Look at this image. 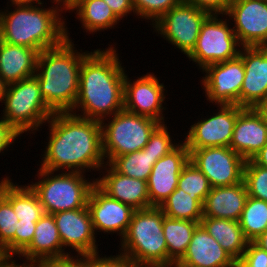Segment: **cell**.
Returning <instances> with one entry per match:
<instances>
[{
    "label": "cell",
    "instance_id": "74e56055",
    "mask_svg": "<svg viewBox=\"0 0 267 267\" xmlns=\"http://www.w3.org/2000/svg\"><path fill=\"white\" fill-rule=\"evenodd\" d=\"M237 267H267V252L250 241Z\"/></svg>",
    "mask_w": 267,
    "mask_h": 267
},
{
    "label": "cell",
    "instance_id": "d6a6232c",
    "mask_svg": "<svg viewBox=\"0 0 267 267\" xmlns=\"http://www.w3.org/2000/svg\"><path fill=\"white\" fill-rule=\"evenodd\" d=\"M177 188L192 196H198L204 203L211 185L208 178L189 160L179 175Z\"/></svg>",
    "mask_w": 267,
    "mask_h": 267
},
{
    "label": "cell",
    "instance_id": "30bf717a",
    "mask_svg": "<svg viewBox=\"0 0 267 267\" xmlns=\"http://www.w3.org/2000/svg\"><path fill=\"white\" fill-rule=\"evenodd\" d=\"M209 15L208 12L182 1L154 23L153 28L187 57L194 49L201 26Z\"/></svg>",
    "mask_w": 267,
    "mask_h": 267
},
{
    "label": "cell",
    "instance_id": "9a60e30c",
    "mask_svg": "<svg viewBox=\"0 0 267 267\" xmlns=\"http://www.w3.org/2000/svg\"><path fill=\"white\" fill-rule=\"evenodd\" d=\"M136 80V81H134ZM133 82L125 74L124 109L128 112L147 116L165 124L163 103L165 102V86L153 73H146Z\"/></svg>",
    "mask_w": 267,
    "mask_h": 267
},
{
    "label": "cell",
    "instance_id": "cb8c5ba5",
    "mask_svg": "<svg viewBox=\"0 0 267 267\" xmlns=\"http://www.w3.org/2000/svg\"><path fill=\"white\" fill-rule=\"evenodd\" d=\"M247 197L244 180L232 186L211 187L203 205V217L239 221Z\"/></svg>",
    "mask_w": 267,
    "mask_h": 267
},
{
    "label": "cell",
    "instance_id": "4316f807",
    "mask_svg": "<svg viewBox=\"0 0 267 267\" xmlns=\"http://www.w3.org/2000/svg\"><path fill=\"white\" fill-rule=\"evenodd\" d=\"M27 185H15L9 177H4L0 181V193L11 203L19 220L37 222L44 210L36 193Z\"/></svg>",
    "mask_w": 267,
    "mask_h": 267
},
{
    "label": "cell",
    "instance_id": "db71d44e",
    "mask_svg": "<svg viewBox=\"0 0 267 267\" xmlns=\"http://www.w3.org/2000/svg\"><path fill=\"white\" fill-rule=\"evenodd\" d=\"M4 267H26L24 266L23 264H19V263H16L15 259L11 260L7 265H5Z\"/></svg>",
    "mask_w": 267,
    "mask_h": 267
},
{
    "label": "cell",
    "instance_id": "c3c4849f",
    "mask_svg": "<svg viewBox=\"0 0 267 267\" xmlns=\"http://www.w3.org/2000/svg\"><path fill=\"white\" fill-rule=\"evenodd\" d=\"M12 258L6 253L5 248L0 244V267L7 265Z\"/></svg>",
    "mask_w": 267,
    "mask_h": 267
},
{
    "label": "cell",
    "instance_id": "816d5d0a",
    "mask_svg": "<svg viewBox=\"0 0 267 267\" xmlns=\"http://www.w3.org/2000/svg\"><path fill=\"white\" fill-rule=\"evenodd\" d=\"M7 84L0 77V102L2 103L3 97L5 95Z\"/></svg>",
    "mask_w": 267,
    "mask_h": 267
},
{
    "label": "cell",
    "instance_id": "f1b7e54d",
    "mask_svg": "<svg viewBox=\"0 0 267 267\" xmlns=\"http://www.w3.org/2000/svg\"><path fill=\"white\" fill-rule=\"evenodd\" d=\"M199 222L190 220L163 218V234L168 250V267L179 261L185 254Z\"/></svg>",
    "mask_w": 267,
    "mask_h": 267
},
{
    "label": "cell",
    "instance_id": "ee69618b",
    "mask_svg": "<svg viewBox=\"0 0 267 267\" xmlns=\"http://www.w3.org/2000/svg\"><path fill=\"white\" fill-rule=\"evenodd\" d=\"M105 3L112 9L114 14L122 20L124 17H128V14L135 15V9L132 0H104Z\"/></svg>",
    "mask_w": 267,
    "mask_h": 267
},
{
    "label": "cell",
    "instance_id": "f35d334b",
    "mask_svg": "<svg viewBox=\"0 0 267 267\" xmlns=\"http://www.w3.org/2000/svg\"><path fill=\"white\" fill-rule=\"evenodd\" d=\"M37 222L22 221L17 222L15 230V256L19 255L32 241Z\"/></svg>",
    "mask_w": 267,
    "mask_h": 267
},
{
    "label": "cell",
    "instance_id": "7dc6e473",
    "mask_svg": "<svg viewBox=\"0 0 267 267\" xmlns=\"http://www.w3.org/2000/svg\"><path fill=\"white\" fill-rule=\"evenodd\" d=\"M79 0H55L62 10H68L73 7Z\"/></svg>",
    "mask_w": 267,
    "mask_h": 267
},
{
    "label": "cell",
    "instance_id": "e575fe53",
    "mask_svg": "<svg viewBox=\"0 0 267 267\" xmlns=\"http://www.w3.org/2000/svg\"><path fill=\"white\" fill-rule=\"evenodd\" d=\"M243 180L248 196L267 201V168L247 160L244 166Z\"/></svg>",
    "mask_w": 267,
    "mask_h": 267
},
{
    "label": "cell",
    "instance_id": "ba28073f",
    "mask_svg": "<svg viewBox=\"0 0 267 267\" xmlns=\"http://www.w3.org/2000/svg\"><path fill=\"white\" fill-rule=\"evenodd\" d=\"M105 120L108 123H105ZM100 123L102 151L107 164L117 156L142 150L150 135L161 124L155 119L134 114L125 109Z\"/></svg>",
    "mask_w": 267,
    "mask_h": 267
},
{
    "label": "cell",
    "instance_id": "3957f363",
    "mask_svg": "<svg viewBox=\"0 0 267 267\" xmlns=\"http://www.w3.org/2000/svg\"><path fill=\"white\" fill-rule=\"evenodd\" d=\"M59 46L44 49L39 53L35 77L46 105L54 112H70L78 95L80 67L89 53L75 50L69 38Z\"/></svg>",
    "mask_w": 267,
    "mask_h": 267
},
{
    "label": "cell",
    "instance_id": "7a4b0ae2",
    "mask_svg": "<svg viewBox=\"0 0 267 267\" xmlns=\"http://www.w3.org/2000/svg\"><path fill=\"white\" fill-rule=\"evenodd\" d=\"M116 50L111 46L96 49L83 58L78 95L71 113L101 122L124 109L126 71Z\"/></svg>",
    "mask_w": 267,
    "mask_h": 267
},
{
    "label": "cell",
    "instance_id": "60d3db41",
    "mask_svg": "<svg viewBox=\"0 0 267 267\" xmlns=\"http://www.w3.org/2000/svg\"><path fill=\"white\" fill-rule=\"evenodd\" d=\"M39 267H92L91 255H68L42 263Z\"/></svg>",
    "mask_w": 267,
    "mask_h": 267
},
{
    "label": "cell",
    "instance_id": "f546056e",
    "mask_svg": "<svg viewBox=\"0 0 267 267\" xmlns=\"http://www.w3.org/2000/svg\"><path fill=\"white\" fill-rule=\"evenodd\" d=\"M203 205L198 196H192L176 188L159 208L166 217L200 223L203 218Z\"/></svg>",
    "mask_w": 267,
    "mask_h": 267
},
{
    "label": "cell",
    "instance_id": "ab89813d",
    "mask_svg": "<svg viewBox=\"0 0 267 267\" xmlns=\"http://www.w3.org/2000/svg\"><path fill=\"white\" fill-rule=\"evenodd\" d=\"M98 253L91 255L92 267H141L134 260L123 254L111 256H101Z\"/></svg>",
    "mask_w": 267,
    "mask_h": 267
},
{
    "label": "cell",
    "instance_id": "4fadbf2b",
    "mask_svg": "<svg viewBox=\"0 0 267 267\" xmlns=\"http://www.w3.org/2000/svg\"><path fill=\"white\" fill-rule=\"evenodd\" d=\"M219 110L209 118H203L191 125L186 133L187 149L206 147H230L235 122L244 109L239 105H218Z\"/></svg>",
    "mask_w": 267,
    "mask_h": 267
},
{
    "label": "cell",
    "instance_id": "11a10c76",
    "mask_svg": "<svg viewBox=\"0 0 267 267\" xmlns=\"http://www.w3.org/2000/svg\"><path fill=\"white\" fill-rule=\"evenodd\" d=\"M3 43H4L3 26H2L1 19H0V47Z\"/></svg>",
    "mask_w": 267,
    "mask_h": 267
},
{
    "label": "cell",
    "instance_id": "f907efd6",
    "mask_svg": "<svg viewBox=\"0 0 267 267\" xmlns=\"http://www.w3.org/2000/svg\"><path fill=\"white\" fill-rule=\"evenodd\" d=\"M255 109L263 116V118L267 121V97L255 107Z\"/></svg>",
    "mask_w": 267,
    "mask_h": 267
},
{
    "label": "cell",
    "instance_id": "d590c367",
    "mask_svg": "<svg viewBox=\"0 0 267 267\" xmlns=\"http://www.w3.org/2000/svg\"><path fill=\"white\" fill-rule=\"evenodd\" d=\"M183 0H132L135 15L142 19L156 23L171 8L179 5Z\"/></svg>",
    "mask_w": 267,
    "mask_h": 267
},
{
    "label": "cell",
    "instance_id": "44dd1931",
    "mask_svg": "<svg viewBox=\"0 0 267 267\" xmlns=\"http://www.w3.org/2000/svg\"><path fill=\"white\" fill-rule=\"evenodd\" d=\"M103 167L100 170H105V174L100 179L96 178L95 184L105 194L135 210L150 208L147 181L118 173L107 163Z\"/></svg>",
    "mask_w": 267,
    "mask_h": 267
},
{
    "label": "cell",
    "instance_id": "7402d4cb",
    "mask_svg": "<svg viewBox=\"0 0 267 267\" xmlns=\"http://www.w3.org/2000/svg\"><path fill=\"white\" fill-rule=\"evenodd\" d=\"M24 257L26 267H39L42 263L63 257V246L52 214L44 213L37 221L31 243L17 256Z\"/></svg>",
    "mask_w": 267,
    "mask_h": 267
},
{
    "label": "cell",
    "instance_id": "5bb4252c",
    "mask_svg": "<svg viewBox=\"0 0 267 267\" xmlns=\"http://www.w3.org/2000/svg\"><path fill=\"white\" fill-rule=\"evenodd\" d=\"M242 47H267V0H239L225 14ZM232 18V19H231Z\"/></svg>",
    "mask_w": 267,
    "mask_h": 267
},
{
    "label": "cell",
    "instance_id": "4dcf8cb0",
    "mask_svg": "<svg viewBox=\"0 0 267 267\" xmlns=\"http://www.w3.org/2000/svg\"><path fill=\"white\" fill-rule=\"evenodd\" d=\"M157 161L148 150L127 153L115 157L109 164L118 172L131 178L148 181L152 167Z\"/></svg>",
    "mask_w": 267,
    "mask_h": 267
},
{
    "label": "cell",
    "instance_id": "f5cc1de1",
    "mask_svg": "<svg viewBox=\"0 0 267 267\" xmlns=\"http://www.w3.org/2000/svg\"><path fill=\"white\" fill-rule=\"evenodd\" d=\"M170 267H201V266L185 264L182 262H173Z\"/></svg>",
    "mask_w": 267,
    "mask_h": 267
},
{
    "label": "cell",
    "instance_id": "ac0fdd59",
    "mask_svg": "<svg viewBox=\"0 0 267 267\" xmlns=\"http://www.w3.org/2000/svg\"><path fill=\"white\" fill-rule=\"evenodd\" d=\"M181 142L170 153L158 159L152 167L147 181L150 207H159L177 188L179 175L189 161V150L186 144Z\"/></svg>",
    "mask_w": 267,
    "mask_h": 267
},
{
    "label": "cell",
    "instance_id": "5b68a950",
    "mask_svg": "<svg viewBox=\"0 0 267 267\" xmlns=\"http://www.w3.org/2000/svg\"><path fill=\"white\" fill-rule=\"evenodd\" d=\"M164 217L159 207L135 210L120 240L118 253L134 260L141 267H168V250L163 234Z\"/></svg>",
    "mask_w": 267,
    "mask_h": 267
},
{
    "label": "cell",
    "instance_id": "836d02e7",
    "mask_svg": "<svg viewBox=\"0 0 267 267\" xmlns=\"http://www.w3.org/2000/svg\"><path fill=\"white\" fill-rule=\"evenodd\" d=\"M18 221L11 203L0 193V244L12 259L15 255V230Z\"/></svg>",
    "mask_w": 267,
    "mask_h": 267
},
{
    "label": "cell",
    "instance_id": "b9f144b4",
    "mask_svg": "<svg viewBox=\"0 0 267 267\" xmlns=\"http://www.w3.org/2000/svg\"><path fill=\"white\" fill-rule=\"evenodd\" d=\"M184 2L194 5L200 10H204L209 14H221L224 17L230 5V0H183ZM224 15V16H222Z\"/></svg>",
    "mask_w": 267,
    "mask_h": 267
},
{
    "label": "cell",
    "instance_id": "9c48e42d",
    "mask_svg": "<svg viewBox=\"0 0 267 267\" xmlns=\"http://www.w3.org/2000/svg\"><path fill=\"white\" fill-rule=\"evenodd\" d=\"M228 22L229 19L222 20L218 14H210L203 22L196 45L187 56L199 69L239 55L242 46Z\"/></svg>",
    "mask_w": 267,
    "mask_h": 267
},
{
    "label": "cell",
    "instance_id": "8d00e7d4",
    "mask_svg": "<svg viewBox=\"0 0 267 267\" xmlns=\"http://www.w3.org/2000/svg\"><path fill=\"white\" fill-rule=\"evenodd\" d=\"M171 137L166 124H160L150 135L143 149L148 150V153L158 160L179 145V143H173Z\"/></svg>",
    "mask_w": 267,
    "mask_h": 267
},
{
    "label": "cell",
    "instance_id": "7c38bea8",
    "mask_svg": "<svg viewBox=\"0 0 267 267\" xmlns=\"http://www.w3.org/2000/svg\"><path fill=\"white\" fill-rule=\"evenodd\" d=\"M201 80L207 101L215 105H239L245 70L242 58L216 63L205 67Z\"/></svg>",
    "mask_w": 267,
    "mask_h": 267
},
{
    "label": "cell",
    "instance_id": "484cf974",
    "mask_svg": "<svg viewBox=\"0 0 267 267\" xmlns=\"http://www.w3.org/2000/svg\"><path fill=\"white\" fill-rule=\"evenodd\" d=\"M200 224L237 263L242 259L249 241L245 238L239 221L203 217Z\"/></svg>",
    "mask_w": 267,
    "mask_h": 267
},
{
    "label": "cell",
    "instance_id": "8fae6325",
    "mask_svg": "<svg viewBox=\"0 0 267 267\" xmlns=\"http://www.w3.org/2000/svg\"><path fill=\"white\" fill-rule=\"evenodd\" d=\"M189 160L208 178L211 187L243 181L245 160L230 147L188 149Z\"/></svg>",
    "mask_w": 267,
    "mask_h": 267
},
{
    "label": "cell",
    "instance_id": "1f68e13d",
    "mask_svg": "<svg viewBox=\"0 0 267 267\" xmlns=\"http://www.w3.org/2000/svg\"><path fill=\"white\" fill-rule=\"evenodd\" d=\"M239 224L249 242L259 237L267 229V201L248 196Z\"/></svg>",
    "mask_w": 267,
    "mask_h": 267
},
{
    "label": "cell",
    "instance_id": "d6986e66",
    "mask_svg": "<svg viewBox=\"0 0 267 267\" xmlns=\"http://www.w3.org/2000/svg\"><path fill=\"white\" fill-rule=\"evenodd\" d=\"M245 75L240 106L255 108L267 97V47H241Z\"/></svg>",
    "mask_w": 267,
    "mask_h": 267
},
{
    "label": "cell",
    "instance_id": "8992f818",
    "mask_svg": "<svg viewBox=\"0 0 267 267\" xmlns=\"http://www.w3.org/2000/svg\"><path fill=\"white\" fill-rule=\"evenodd\" d=\"M38 181L29 186L36 193L44 213L54 214L87 207L95 178L86 180L82 172H62L39 168ZM41 179V180H39Z\"/></svg>",
    "mask_w": 267,
    "mask_h": 267
},
{
    "label": "cell",
    "instance_id": "d4e9b609",
    "mask_svg": "<svg viewBox=\"0 0 267 267\" xmlns=\"http://www.w3.org/2000/svg\"><path fill=\"white\" fill-rule=\"evenodd\" d=\"M39 52L4 42L0 47V77L7 84L35 75Z\"/></svg>",
    "mask_w": 267,
    "mask_h": 267
},
{
    "label": "cell",
    "instance_id": "f6af8a7d",
    "mask_svg": "<svg viewBox=\"0 0 267 267\" xmlns=\"http://www.w3.org/2000/svg\"><path fill=\"white\" fill-rule=\"evenodd\" d=\"M251 160L256 165L267 168V143Z\"/></svg>",
    "mask_w": 267,
    "mask_h": 267
},
{
    "label": "cell",
    "instance_id": "2e32d148",
    "mask_svg": "<svg viewBox=\"0 0 267 267\" xmlns=\"http://www.w3.org/2000/svg\"><path fill=\"white\" fill-rule=\"evenodd\" d=\"M59 231L63 246V257L70 255L65 252L67 247L77 255L90 256L99 253L96 244V233L87 207L67 210L52 214ZM65 247V248H64Z\"/></svg>",
    "mask_w": 267,
    "mask_h": 267
},
{
    "label": "cell",
    "instance_id": "277c9868",
    "mask_svg": "<svg viewBox=\"0 0 267 267\" xmlns=\"http://www.w3.org/2000/svg\"><path fill=\"white\" fill-rule=\"evenodd\" d=\"M43 4H15L13 11L1 9L4 42L33 48L39 53L61 45L67 39L68 29L60 13L63 10L58 4L51 8Z\"/></svg>",
    "mask_w": 267,
    "mask_h": 267
},
{
    "label": "cell",
    "instance_id": "83f0119b",
    "mask_svg": "<svg viewBox=\"0 0 267 267\" xmlns=\"http://www.w3.org/2000/svg\"><path fill=\"white\" fill-rule=\"evenodd\" d=\"M76 10L77 19L81 22L86 32L94 33L114 28L120 19L104 0H79L70 11Z\"/></svg>",
    "mask_w": 267,
    "mask_h": 267
},
{
    "label": "cell",
    "instance_id": "681fc988",
    "mask_svg": "<svg viewBox=\"0 0 267 267\" xmlns=\"http://www.w3.org/2000/svg\"><path fill=\"white\" fill-rule=\"evenodd\" d=\"M10 5L11 6H13V5H15V4H28V5H39V4H42V2L43 1H41V0H10ZM37 2V3H36ZM51 2L52 3H55V4H57L56 2H55V0H51Z\"/></svg>",
    "mask_w": 267,
    "mask_h": 267
},
{
    "label": "cell",
    "instance_id": "e0dca14e",
    "mask_svg": "<svg viewBox=\"0 0 267 267\" xmlns=\"http://www.w3.org/2000/svg\"><path fill=\"white\" fill-rule=\"evenodd\" d=\"M87 208L94 231L125 235L135 209L105 194L96 184L91 189Z\"/></svg>",
    "mask_w": 267,
    "mask_h": 267
},
{
    "label": "cell",
    "instance_id": "7bdbcfd3",
    "mask_svg": "<svg viewBox=\"0 0 267 267\" xmlns=\"http://www.w3.org/2000/svg\"><path fill=\"white\" fill-rule=\"evenodd\" d=\"M20 136L3 118H0V153L10 148V145Z\"/></svg>",
    "mask_w": 267,
    "mask_h": 267
},
{
    "label": "cell",
    "instance_id": "6da1fadb",
    "mask_svg": "<svg viewBox=\"0 0 267 267\" xmlns=\"http://www.w3.org/2000/svg\"><path fill=\"white\" fill-rule=\"evenodd\" d=\"M47 123L49 139L40 168L55 173L60 169L85 173L86 169L100 171L106 164L100 121L71 112H56Z\"/></svg>",
    "mask_w": 267,
    "mask_h": 267
},
{
    "label": "cell",
    "instance_id": "52a82bcc",
    "mask_svg": "<svg viewBox=\"0 0 267 267\" xmlns=\"http://www.w3.org/2000/svg\"><path fill=\"white\" fill-rule=\"evenodd\" d=\"M2 103V118L20 135L30 130L36 133L54 114L41 96L35 76L7 85Z\"/></svg>",
    "mask_w": 267,
    "mask_h": 267
},
{
    "label": "cell",
    "instance_id": "9f6ffc18",
    "mask_svg": "<svg viewBox=\"0 0 267 267\" xmlns=\"http://www.w3.org/2000/svg\"><path fill=\"white\" fill-rule=\"evenodd\" d=\"M236 1H239V0H230V4H231V3H234V2H236Z\"/></svg>",
    "mask_w": 267,
    "mask_h": 267
},
{
    "label": "cell",
    "instance_id": "603a6c76",
    "mask_svg": "<svg viewBox=\"0 0 267 267\" xmlns=\"http://www.w3.org/2000/svg\"><path fill=\"white\" fill-rule=\"evenodd\" d=\"M176 262L201 267H237V262L199 224L183 257Z\"/></svg>",
    "mask_w": 267,
    "mask_h": 267
},
{
    "label": "cell",
    "instance_id": "bcb514c9",
    "mask_svg": "<svg viewBox=\"0 0 267 267\" xmlns=\"http://www.w3.org/2000/svg\"><path fill=\"white\" fill-rule=\"evenodd\" d=\"M254 242L267 252V229Z\"/></svg>",
    "mask_w": 267,
    "mask_h": 267
},
{
    "label": "cell",
    "instance_id": "ffe728a7",
    "mask_svg": "<svg viewBox=\"0 0 267 267\" xmlns=\"http://www.w3.org/2000/svg\"><path fill=\"white\" fill-rule=\"evenodd\" d=\"M266 143L267 121L255 108H244L235 122L230 148L247 161Z\"/></svg>",
    "mask_w": 267,
    "mask_h": 267
}]
</instances>
